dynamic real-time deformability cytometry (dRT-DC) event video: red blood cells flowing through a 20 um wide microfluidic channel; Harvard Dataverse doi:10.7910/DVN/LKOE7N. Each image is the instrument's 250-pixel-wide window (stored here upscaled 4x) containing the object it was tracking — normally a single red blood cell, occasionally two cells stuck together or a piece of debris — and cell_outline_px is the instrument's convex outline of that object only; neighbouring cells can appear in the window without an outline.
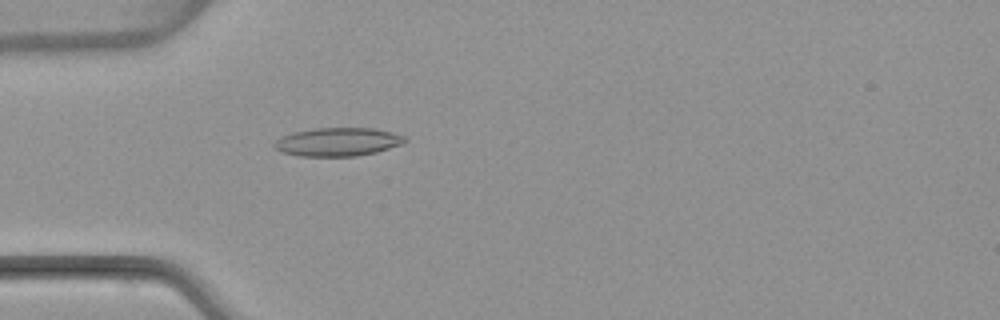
{"species": "common noctule bat (a hibernating species)", "species_latin": "Nyctalus noctula", "temperature_condition": "warm", "stored_images_in_passage": 5, "camera_frame_rate_fps": 3000, "um_per_image_px": 0.085, "animal": {"sex": "female", "body_mass_g": 22.7, "forearm_length_mm": 54.2}, "frame": {"image": 1, "passage_image": 5, "time_ms": 4.667, "image_size_px": [1000, 320], "cell_outline_px": [[408, 140], [404, 144], [376, 152], [356, 156], [300, 156], [280, 152], [272, 144], [276, 140], [292, 132], [316, 128], [376, 128], [392, 132], [404, 136]], "centroid_in_image_um": [28.74, 12.06], "position_along_channel_um": 56.3, "area_um2": 21.73}}